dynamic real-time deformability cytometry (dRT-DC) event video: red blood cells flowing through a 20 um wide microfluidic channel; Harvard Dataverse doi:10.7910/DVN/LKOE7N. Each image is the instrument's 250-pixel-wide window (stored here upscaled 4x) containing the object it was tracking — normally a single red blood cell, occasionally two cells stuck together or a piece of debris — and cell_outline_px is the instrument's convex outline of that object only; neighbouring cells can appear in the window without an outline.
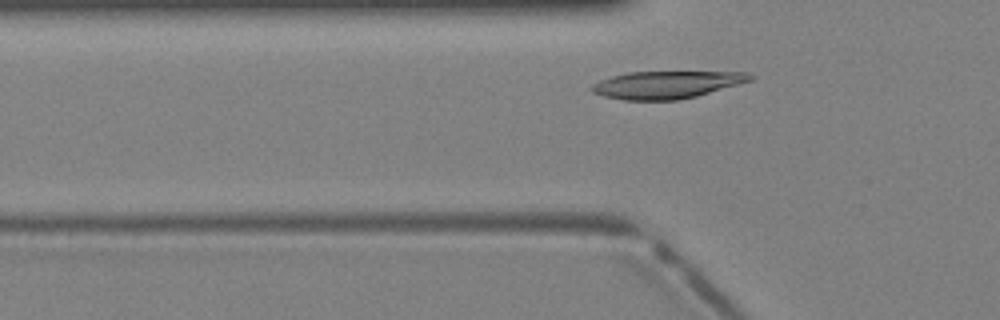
{"species": "Egyptian fruit bat (a non-hibernating species)", "species_latin": "Rousettus aegyptiacus", "temperature_condition": "warm", "stored_images_in_passage": 5, "segment_of_instrument_passage": [2, 2], "camera_frame_rate_fps": 3000, "um_per_image_px": 0.085, "animal": {"sex": "female"}, "frame": {"image": 1, "passage_image": 4, "time_ms": 1.0, "image_size_px": [1000, 320], "cell_outline_px": [[756, 76], [752, 80], [696, 96], [676, 100], [624, 100], [604, 96], [592, 92], [592, 84], [600, 80], [612, 76], [628, 72], [748, 72]], "centroid_in_image_um": [56.66, 7.19], "position_along_channel_um": 69.1, "area_um2": 25.14}}
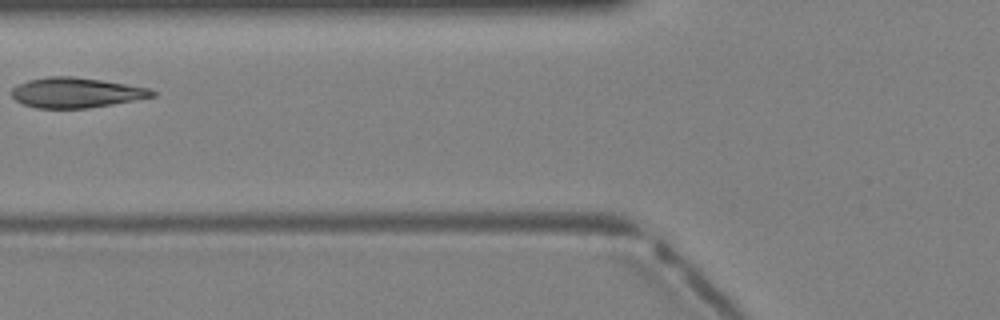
{"frame": {"image": 2, "passage_image": 5, "time_ms": 1.333, "image_size_px": [1000, 320], "cell_outline_px": [[156, 96], [112, 104], [88, 108], [36, 108], [24, 104], [16, 100], [12, 96], [12, 88], [16, 84], [28, 80], [48, 76], [72, 76], [100, 80], [148, 88], [156, 92]], "centroid_in_image_um": [6.43, 7.87], "position_along_channel_um": 119.4, "area_um2": 24.51}}